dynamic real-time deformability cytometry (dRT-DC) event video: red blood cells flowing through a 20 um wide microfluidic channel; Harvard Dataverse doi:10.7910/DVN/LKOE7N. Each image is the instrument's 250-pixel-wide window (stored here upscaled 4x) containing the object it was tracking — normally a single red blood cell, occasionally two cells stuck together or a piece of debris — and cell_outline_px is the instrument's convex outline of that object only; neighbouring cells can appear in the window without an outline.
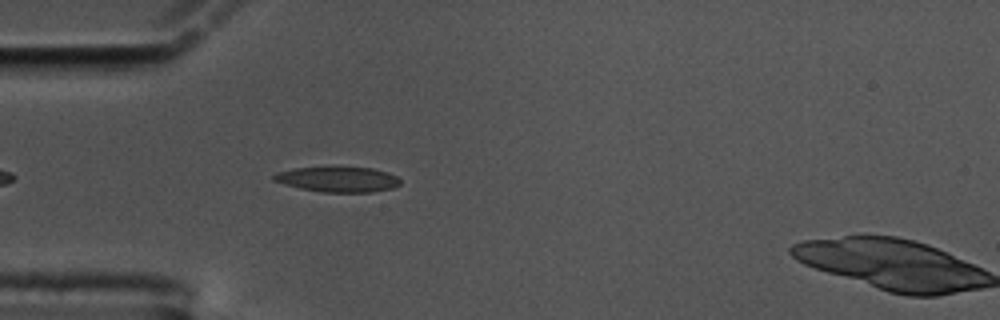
{"species": "common noctule bat (a hibernating species)", "species_latin": "Nyctalus noctula", "temperature_condition": "cold", "stored_images_in_passage": 6, "camera_frame_rate_fps": 3000, "um_per_image_px": 0.085, "animal": {"sex": "male", "body_mass_g": 17.5, "forearm_length_mm": 52.3}, "frame": {"image": 1, "passage_image": 5, "time_ms": 1.333, "image_size_px": [1000, 320], "cell_outline_px": [[400, 184], [392, 188], [372, 192], [320, 192], [300, 188], [284, 184], [272, 180], [272, 176], [276, 172], [292, 168], [372, 168], [388, 172], [396, 176], [400, 180]], "centroid_in_image_um": [28.7, 15.25], "position_along_channel_um": 56.3, "area_um2": 18.44}}